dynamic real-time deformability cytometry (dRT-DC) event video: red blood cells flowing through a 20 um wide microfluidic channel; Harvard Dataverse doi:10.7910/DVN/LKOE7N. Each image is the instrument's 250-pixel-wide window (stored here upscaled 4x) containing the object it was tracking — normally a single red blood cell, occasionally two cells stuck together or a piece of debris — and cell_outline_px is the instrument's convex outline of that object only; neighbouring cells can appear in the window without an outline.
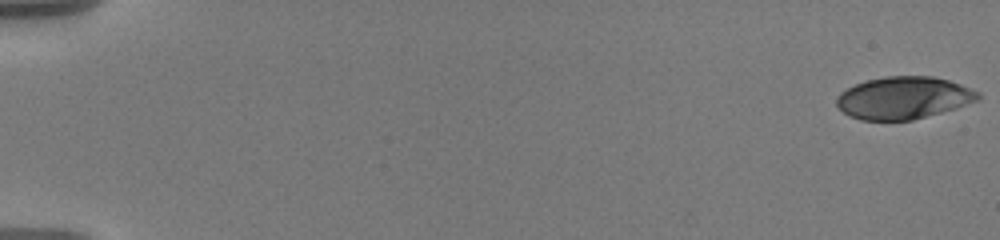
{"species": "human", "species_latin": "Homo sapiens", "temperature_condition": "warm", "stored_images_in_passage": 58, "camera_frame_rate_fps": 3000, "um_per_image_px": 0.085, "donor": {"sex": "male"}, "frame": {"image": 1, "passage_image": 1, "time_ms": 0.0, "image_size_px": [1000, 240], "cell_outline_px": [[980, 100], [956, 108], [912, 120], [860, 120], [848, 116], [836, 104], [836, 96], [840, 92], [856, 84], [868, 80], [884, 76], [932, 76], [948, 80], [960, 84], [980, 92]], "centroid_in_image_um": [76.81, 8.32], "position_along_channel_um": 8.2, "area_um2": 34.91}}
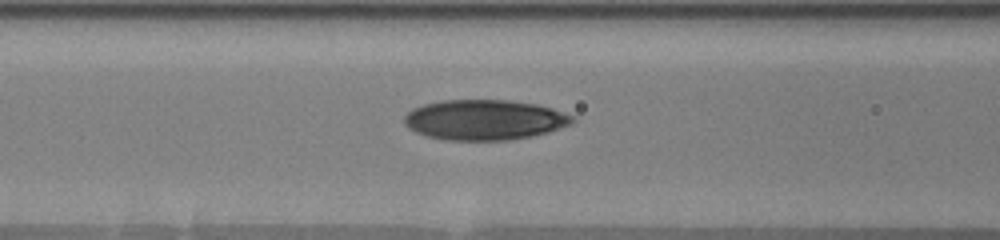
{"frame": {"image": 2, "passage_image": 26, "time_ms": 8.333, "image_size_px": [1000, 240], "cell_outline_px": [[576, 120], [572, 124], [548, 132], [532, 136], [508, 140], [444, 140], [428, 136], [416, 132], [408, 128], [404, 124], [404, 116], [412, 108], [424, 104], [440, 100], [508, 100], [536, 104], [552, 108], [576, 116]], "centroid_in_image_um": [41.2, 10.18], "position_along_channel_um": 125.4, "area_um2": 39.71}}
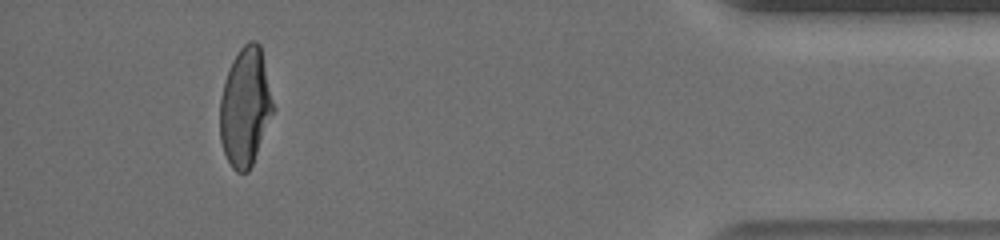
{"frame": {"image": 3, "passage_image": 54, "time_ms": 17.667, "image_size_px": [1000, 240], "cell_outline_px": [[276, 108], [252, 164], [248, 172], [236, 172], [232, 168], [224, 152], [220, 140], [220, 100], [224, 84], [232, 60], [240, 48], [248, 40], [256, 40], [260, 44]], "centroid_in_image_um": [20.87, 9.07], "position_along_channel_um": 414.3, "area_um2": 36.93}, "authors_computed_cell_mechanics": {"area_um2": 37.4833, "velocity_mm_per_s": 3.6078, "shape_relaxation_time_tau1_ms": 7.1225, "shape_relaxation_time_tau2_ms": 1.4828, "deformation_change_tau1": 0.2407, "deformation_change_tau2": 0.0734}}